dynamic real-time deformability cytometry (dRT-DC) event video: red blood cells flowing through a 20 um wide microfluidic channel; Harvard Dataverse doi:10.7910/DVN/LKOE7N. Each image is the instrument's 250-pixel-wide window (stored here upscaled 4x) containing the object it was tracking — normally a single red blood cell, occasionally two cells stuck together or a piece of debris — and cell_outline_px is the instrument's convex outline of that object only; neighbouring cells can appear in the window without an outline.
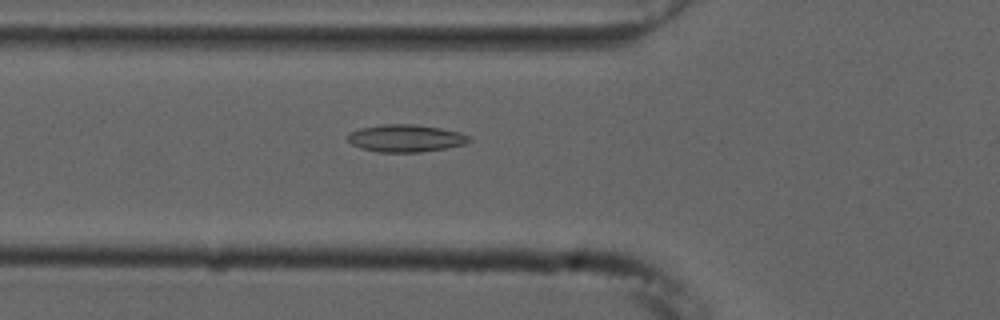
{"species": "common noctule bat (a hibernating species)", "species_latin": "Nyctalus noctula", "temperature_condition": "cold", "stored_images_in_passage": 54, "camera_frame_rate_fps": 3000, "um_per_image_px": 0.085, "animal": {"sex": "male", "forearm_length_mm": 52.5}, "frame": {"image": 1, "passage_image": 19, "time_ms": 6.0, "image_size_px": [1000, 320], "cell_outline_px": [[472, 140], [464, 144], [444, 148], [420, 152], [376, 152], [360, 148], [352, 144], [348, 140], [348, 132], [360, 128], [384, 124], [412, 124], [440, 128], [460, 132], [468, 136]], "centroid_in_image_um": [34.45, 11.75], "position_along_channel_um": 91.4, "area_um2": 19.31}}
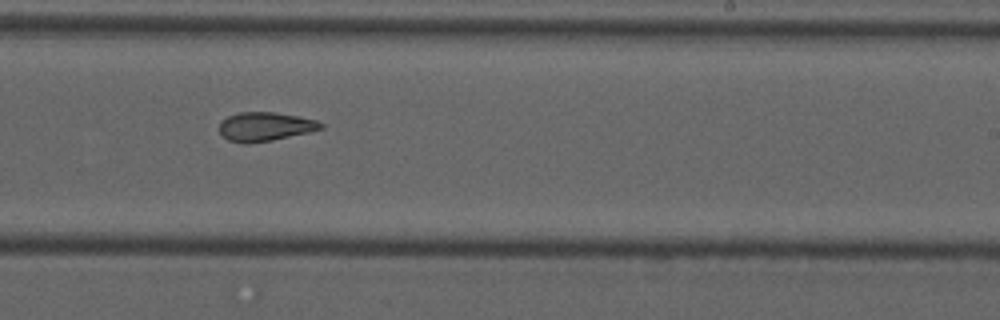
{"frame": {"image": 2, "passage_image": 33, "time_ms": 10.667, "image_size_px": [1000, 320], "cell_outline_px": [[324, 128], [308, 132], [272, 140], [248, 144], [228, 140], [220, 136], [220, 120], [228, 116], [240, 112], [276, 112], [316, 120], [324, 124]], "centroid_in_image_um": [22.5, 10.76], "position_along_channel_um": 266.5, "area_um2": 17.11}}
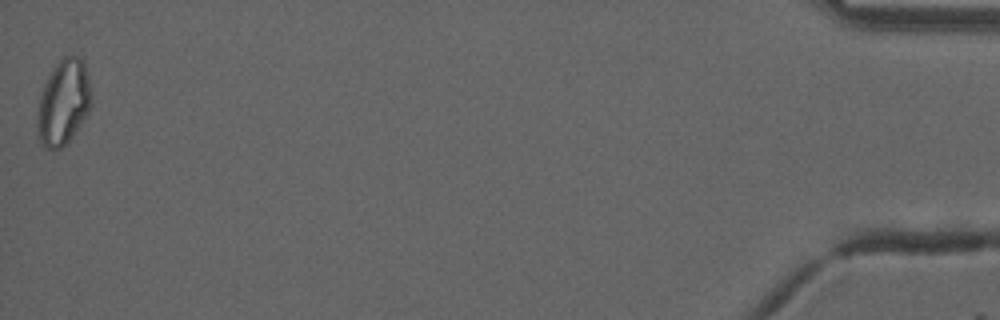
{"frame": {"image": 3, "passage_image": 54, "time_ms": 17.667, "image_size_px": [1000, 320], "cell_outline_px": [[92, 104], [88, 112], [72, 136], [60, 148], [44, 148], [40, 140], [40, 96], [44, 84], [48, 76], [56, 64], [64, 56], [80, 56], [84, 60], [92, 96]], "centroid_in_image_um": [5.45, 8.63], "position_along_channel_um": 429.7, "area_um2": 25.95}}